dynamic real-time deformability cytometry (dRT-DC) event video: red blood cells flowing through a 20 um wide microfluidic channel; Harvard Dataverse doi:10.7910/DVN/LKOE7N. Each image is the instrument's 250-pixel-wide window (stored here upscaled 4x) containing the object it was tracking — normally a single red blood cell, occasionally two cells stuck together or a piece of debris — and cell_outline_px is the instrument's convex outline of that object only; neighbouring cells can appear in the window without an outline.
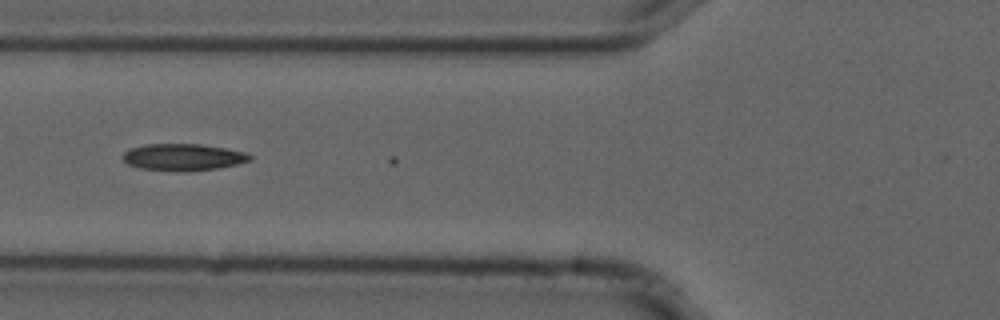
{"species": "common noctule bat (a hibernating species)", "species_latin": "Nyctalus noctula", "temperature_condition": "cold", "stored_images_in_passage": 6, "camera_frame_rate_fps": 3000, "um_per_image_px": 0.085, "animal": {"sex": "male", "forearm_length_mm": 52.5}, "frame": {"image": 1, "passage_image": 5, "time_ms": 1.333, "image_size_px": [1000, 320], "cell_outline_px": [[252, 160], [236, 164], [216, 168], [180, 172], [140, 168], [128, 164], [124, 160], [124, 152], [132, 148], [144, 144], [200, 144], [224, 148], [244, 152], [252, 156]], "centroid_in_image_um": [15.56, 13.36], "position_along_channel_um": 110.2, "area_um2": 19.65}}